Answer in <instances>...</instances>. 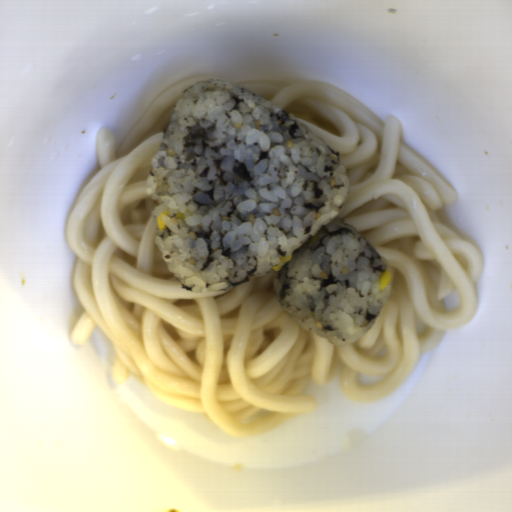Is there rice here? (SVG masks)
I'll use <instances>...</instances> for the list:
<instances>
[{"instance_id":"652b925c","label":"rice","mask_w":512,"mask_h":512,"mask_svg":"<svg viewBox=\"0 0 512 512\" xmlns=\"http://www.w3.org/2000/svg\"><path fill=\"white\" fill-rule=\"evenodd\" d=\"M349 187L340 155L305 123L211 78L182 91L151 158L146 195L155 244L183 289L220 291L273 272L281 308L339 347L369 332L395 276L340 218ZM385 270L392 280L381 290Z\"/></svg>"}]
</instances>
